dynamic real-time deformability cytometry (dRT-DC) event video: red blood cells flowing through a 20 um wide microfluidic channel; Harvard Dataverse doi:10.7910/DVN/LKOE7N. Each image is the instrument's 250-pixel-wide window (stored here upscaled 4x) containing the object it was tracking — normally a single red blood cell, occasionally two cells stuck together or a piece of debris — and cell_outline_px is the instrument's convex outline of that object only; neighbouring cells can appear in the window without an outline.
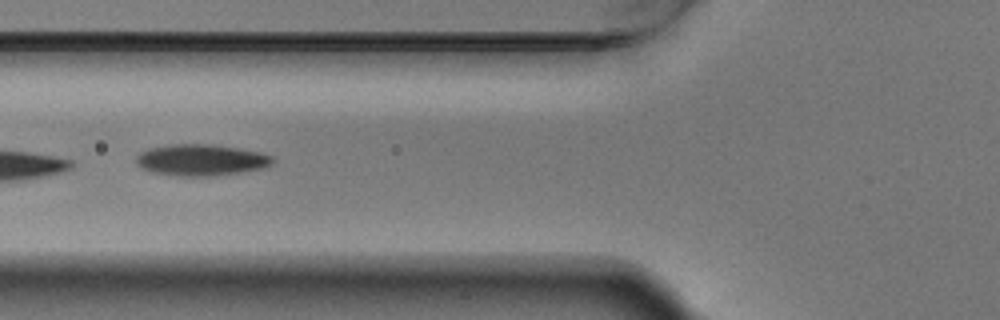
{"species": "Egyptian fruit bat (a non-hibernating species)", "species_latin": "Rousettus aegyptiacus", "temperature_condition": "warm", "stored_images_in_passage": 6, "camera_frame_rate_fps": 3000, "um_per_image_px": 0.085, "animal": {"sex": "male"}, "frame": {"image": 1, "passage_image": 6, "time_ms": 1.667, "image_size_px": [1000, 320], "cell_outline_px": [[272, 164], [264, 168], [216, 176], [176, 176], [152, 172], [140, 168], [136, 164], [136, 156], [140, 152], [148, 148], [172, 144], [208, 144], [240, 148], [260, 152], [272, 156]], "centroid_in_image_um": [17.06, 13.6], "position_along_channel_um": 108.7, "area_um2": 25.14}}